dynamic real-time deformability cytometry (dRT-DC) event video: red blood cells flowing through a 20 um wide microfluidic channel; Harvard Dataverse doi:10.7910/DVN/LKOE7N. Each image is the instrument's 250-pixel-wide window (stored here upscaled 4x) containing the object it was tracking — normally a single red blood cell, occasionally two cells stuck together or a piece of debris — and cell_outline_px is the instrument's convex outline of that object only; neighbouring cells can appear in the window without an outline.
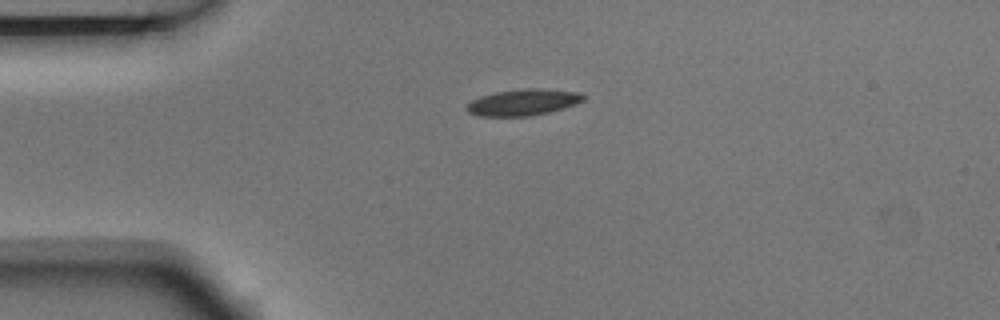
{"species": "Egyptian fruit bat (a non-hibernating species)", "species_latin": "Rousettus aegyptiacus", "temperature_condition": "room temperature", "stored_images_in_passage": 8, "camera_frame_rate_fps": 3000, "um_per_image_px": 0.085, "animal": {"sex": "male"}, "frame": {"image": 1, "passage_image": 1, "time_ms": 0.0, "image_size_px": [1000, 320], "cell_outline_px": [[588, 96], [584, 100], [576, 104], [564, 108], [532, 116], [480, 116], [468, 112], [464, 108], [472, 100], [480, 96], [496, 92], [524, 88], [536, 88], [580, 92]], "centroid_in_image_um": [44.49, 8.69], "position_along_channel_um": 40.5, "area_um2": 18.03}}
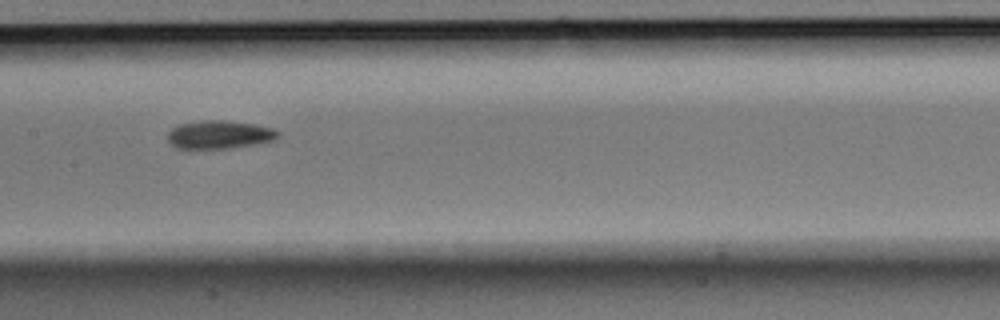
{"frame": {"image": 2, "passage_image": 5, "time_ms": 1.333, "image_size_px": [1000, 320], "cell_outline_px": [[280, 136], [272, 140], [256, 144], [228, 148], [176, 148], [168, 140], [168, 132], [172, 128], [180, 124], [204, 120], [224, 120], [256, 124], [272, 128], [280, 132]], "centroid_in_image_um": [18.67, 11.43], "position_along_channel_um": 188.7, "area_um2": 18.03}}
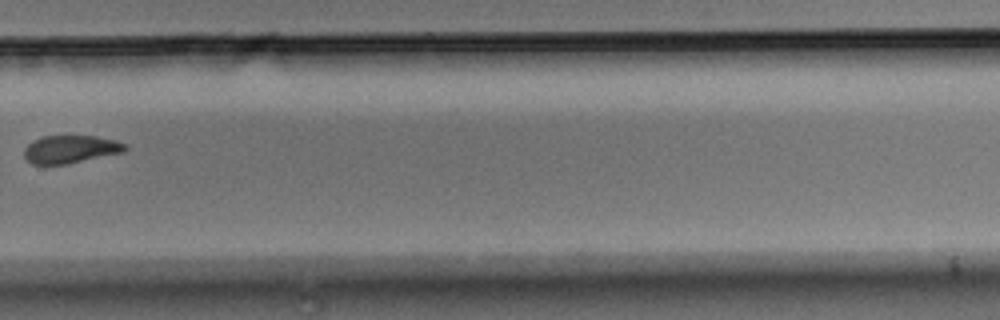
{"frame": {"image": 3, "passage_image": 8, "time_ms": 2.333, "image_size_px": [1000, 320], "cell_outline_px": [[128, 148], [124, 152], [68, 164], [32, 164], [24, 156], [24, 148], [28, 144], [44, 136], [96, 136], [116, 140], [128, 144]], "centroid_in_image_um": [6.05, 12.68], "position_along_channel_um": 323.8, "area_um2": 16.42}}